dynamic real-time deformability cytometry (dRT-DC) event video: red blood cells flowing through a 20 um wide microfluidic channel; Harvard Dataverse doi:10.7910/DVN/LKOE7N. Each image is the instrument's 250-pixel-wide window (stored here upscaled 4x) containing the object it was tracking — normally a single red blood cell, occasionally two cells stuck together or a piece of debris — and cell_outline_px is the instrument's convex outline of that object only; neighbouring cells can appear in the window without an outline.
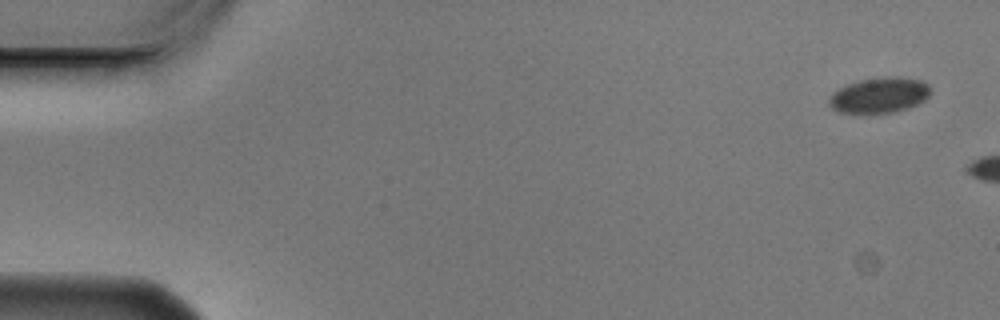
{"species": "Egyptian fruit bat (a non-hibernating species)", "species_latin": "Rousettus aegyptiacus", "temperature_condition": "cold", "stored_images_in_passage": 3, "camera_frame_rate_fps": 3000, "um_per_image_px": 0.085, "animal": {"sex": "male"}, "frame": {"image": 1, "passage_image": 1, "time_ms": 0.0, "image_size_px": [1000, 320], "cell_outline_px": [[928, 96], [924, 100], [908, 108], [892, 112], [836, 112], [828, 104], [828, 100], [840, 88], [848, 84], [860, 80], [896, 76], [920, 80], [928, 84]], "centroid_in_image_um": [74.74, 8.09], "position_along_channel_um": 10.3, "area_um2": 20.35}}